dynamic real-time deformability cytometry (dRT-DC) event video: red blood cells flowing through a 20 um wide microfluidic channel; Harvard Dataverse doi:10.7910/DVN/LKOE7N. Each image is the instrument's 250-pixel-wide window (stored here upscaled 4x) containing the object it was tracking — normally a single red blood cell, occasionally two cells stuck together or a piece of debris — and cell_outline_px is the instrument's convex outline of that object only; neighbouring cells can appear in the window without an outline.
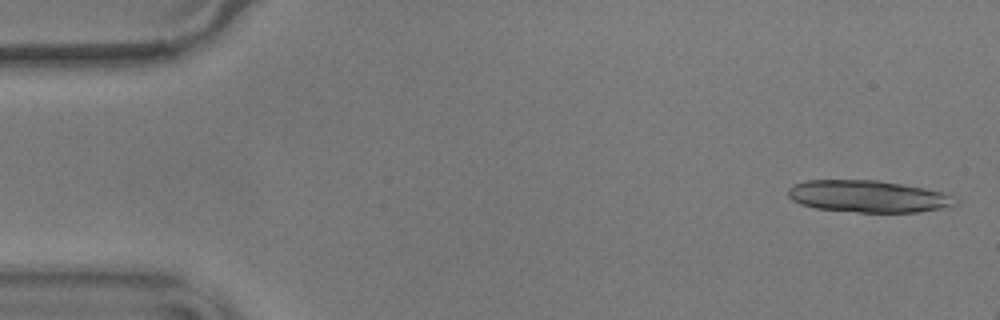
{"species": "common noctule bat (a hibernating species)", "species_latin": "Nyctalus noctula", "temperature_condition": "warm", "stored_images_in_passage": 14, "camera_frame_rate_fps": 3000, "um_per_image_px": 0.085, "animal": {"sex": "male", "body_mass_g": 17.9}, "frame": {"image": 1, "passage_image": 2, "time_ms": 0.333, "image_size_px": [1000, 320], "cell_outline_px": [[956, 204], [940, 208], [920, 212], [860, 212], [816, 208], [800, 204], [792, 200], [788, 196], [788, 188], [792, 184], [808, 180], [880, 180], [924, 188], [956, 196]], "centroid_in_image_um": [73.76, 16.68], "position_along_channel_um": 11.2, "area_um2": 31.1}}